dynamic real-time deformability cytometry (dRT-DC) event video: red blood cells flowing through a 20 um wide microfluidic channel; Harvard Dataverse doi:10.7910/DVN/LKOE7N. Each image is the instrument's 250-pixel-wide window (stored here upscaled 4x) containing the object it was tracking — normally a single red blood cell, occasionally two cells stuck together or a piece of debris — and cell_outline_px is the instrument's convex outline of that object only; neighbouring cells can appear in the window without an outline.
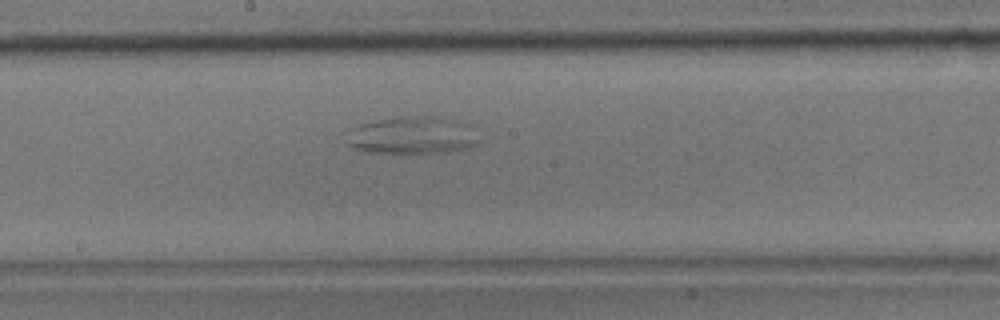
{"species": "common noctule bat (a hibernating species)", "species_latin": "Nyctalus noctula", "temperature_condition": "room temperature", "stored_images_in_passage": 53, "camera_frame_rate_fps": 3000, "um_per_image_px": 0.085, "animal": {"sex": "male", "body_mass_g": 17.9}, "frame": {"image": 1, "passage_image": 26, "time_ms": 8.333, "image_size_px": [1000, 320], "cell_outline_px": [[480, 144], [468, 148], [444, 152], [364, 152], [352, 148], [348, 144], [352, 128], [360, 124], [376, 120], [420, 116], [432, 116], [456, 120], [472, 124], [480, 140]], "centroid_in_image_um": [35.15, 11.5], "position_along_channel_um": 213.0, "area_um2": 28.67}}
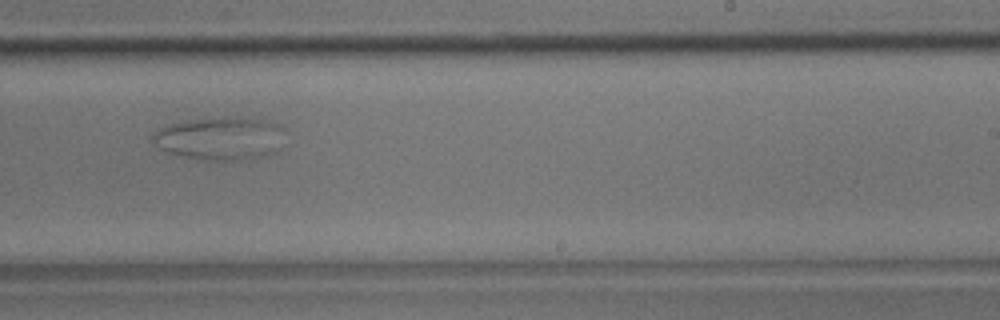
{"frame": {"image": 2, "passage_image": 31, "time_ms": 10.0, "image_size_px": [1000, 320], "cell_outline_px": [[284, 128], [280, 148], [276, 152], [268, 156], [232, 160], [200, 160], [168, 152], [160, 148], [148, 140], [152, 132], [168, 124], [192, 120], [260, 120], [276, 124]], "centroid_in_image_um": [18.66, 11.82], "position_along_channel_um": 270.3, "area_um2": 32.31}}